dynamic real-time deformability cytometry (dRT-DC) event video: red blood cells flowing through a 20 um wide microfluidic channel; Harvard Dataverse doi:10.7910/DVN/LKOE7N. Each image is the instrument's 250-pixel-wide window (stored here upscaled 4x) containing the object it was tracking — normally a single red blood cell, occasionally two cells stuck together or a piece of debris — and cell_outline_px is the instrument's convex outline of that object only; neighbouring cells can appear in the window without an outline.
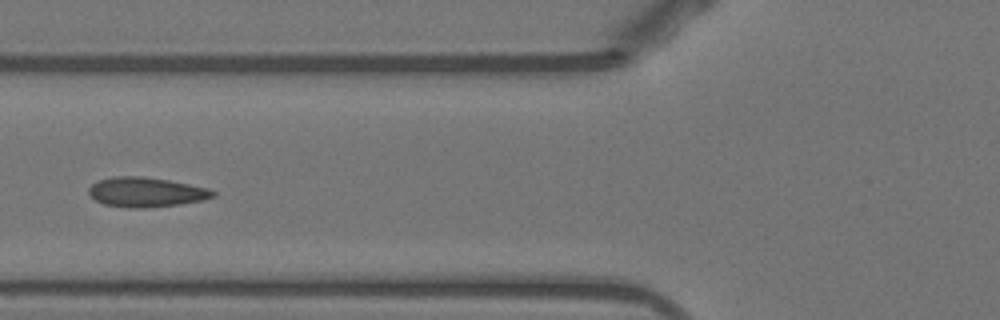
{"species": "Egyptian fruit bat (a non-hibernating species)", "species_latin": "Rousettus aegyptiacus", "temperature_condition": "warm", "stored_images_in_passage": 17, "camera_frame_rate_fps": 3000, "um_per_image_px": 0.085, "animal": {"sex": "female"}, "frame": {"image": 1, "passage_image": 6, "time_ms": 1.667, "image_size_px": [1000, 320], "cell_outline_px": [[216, 196], [204, 200], [180, 204], [144, 208], [128, 208], [104, 204], [96, 200], [88, 192], [88, 188], [96, 180], [112, 176], [140, 176], [168, 180], [208, 188], [216, 192]], "centroid_in_image_um": [12.41, 16.33], "position_along_channel_um": 113.4, "area_um2": 21.56}}
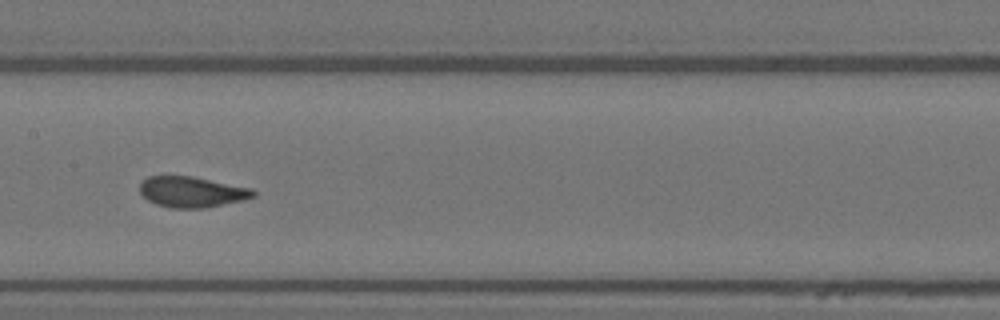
{"frame": {"image": 2, "passage_image": 12, "time_ms": 3.667, "image_size_px": [1000, 320], "cell_outline_px": [[256, 196], [244, 200], [204, 208], [172, 208], [156, 204], [148, 200], [140, 192], [140, 184], [148, 176], [192, 176], [252, 188], [256, 192]], "centroid_in_image_um": [16.33, 16.31], "position_along_channel_um": 191.1, "area_um2": 20.29}}